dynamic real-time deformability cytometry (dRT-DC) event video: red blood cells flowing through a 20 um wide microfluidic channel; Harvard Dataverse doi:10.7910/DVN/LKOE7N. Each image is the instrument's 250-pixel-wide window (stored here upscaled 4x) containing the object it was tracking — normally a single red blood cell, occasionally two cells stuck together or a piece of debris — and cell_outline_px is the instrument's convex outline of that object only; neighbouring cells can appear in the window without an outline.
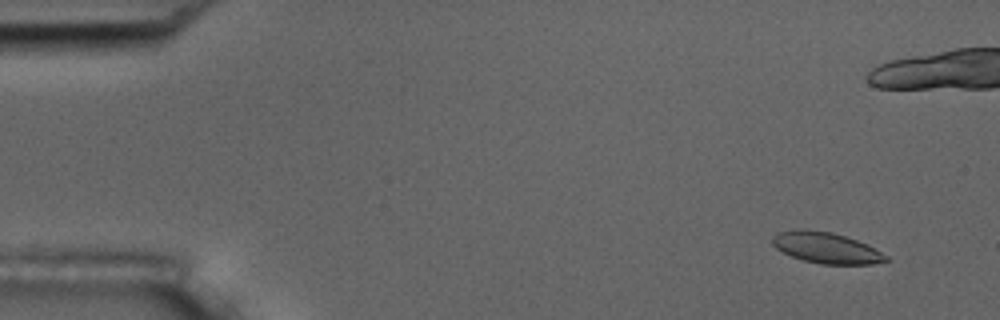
{"species": "common noctule bat (a hibernating species)", "species_latin": "Nyctalus noctula", "temperature_condition": "room temperature", "stored_images_in_passage": 10, "camera_frame_rate_fps": 3000, "um_per_image_px": 0.085, "animal": {"sex": "male", "body_mass_g": 17.5, "forearm_length_mm": 52.3}, "frame": {"image": 1, "passage_image": 1, "time_ms": 0.0, "image_size_px": [1000, 320], "cell_outline_px": [[892, 260], [872, 264], [820, 264], [804, 260], [792, 256], [776, 248], [772, 244], [772, 236], [780, 232], [796, 228], [800, 228], [832, 232], [856, 240], [888, 256]], "centroid_in_image_um": [70.2, 21.06], "position_along_channel_um": 14.8, "area_um2": 20.35}}